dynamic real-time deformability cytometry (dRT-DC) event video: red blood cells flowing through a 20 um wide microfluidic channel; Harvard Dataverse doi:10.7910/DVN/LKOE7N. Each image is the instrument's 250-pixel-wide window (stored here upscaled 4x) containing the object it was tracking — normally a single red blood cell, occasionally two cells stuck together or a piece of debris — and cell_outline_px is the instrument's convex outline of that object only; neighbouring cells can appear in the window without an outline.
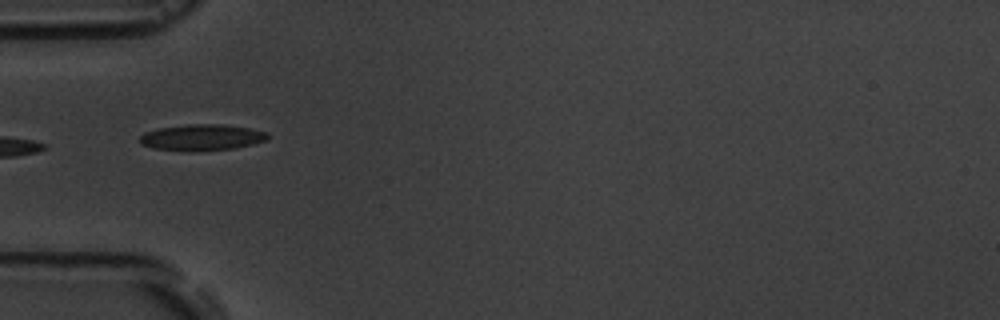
{"species": "common noctule bat (a hibernating species)", "species_latin": "Nyctalus noctula", "temperature_condition": "room temperature", "stored_images_in_passage": 8, "camera_frame_rate_fps": 3000, "um_per_image_px": 0.085, "animal": {"sex": "male", "body_mass_g": 19.5, "forearm_length_mm": 54.6}, "frame": {"image": 1, "passage_image": 5, "time_ms": 5.667, "image_size_px": [1000, 320], "cell_outline_px": [[268, 140], [236, 148], [188, 152], [152, 148], [140, 144], [140, 136], [144, 132], [156, 128], [188, 124], [220, 124], [248, 128], [268, 132]], "centroid_in_image_um": [17.12, 11.69], "position_along_channel_um": 67.9, "area_um2": 19.77}}
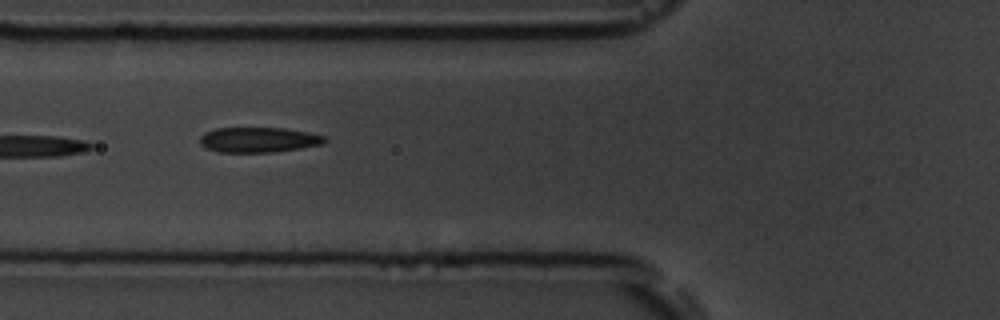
{"frame": {"image": 2, "passage_image": 6, "time_ms": 6.667, "image_size_px": [1000, 320], "cell_outline_px": [[328, 140], [320, 144], [300, 148], [276, 152], [220, 152], [208, 148], [200, 144], [200, 136], [204, 132], [216, 128], [284, 128], [308, 132], [324, 136]], "centroid_in_image_um": [21.96, 11.88], "position_along_channel_um": 103.8, "area_um2": 18.21}}
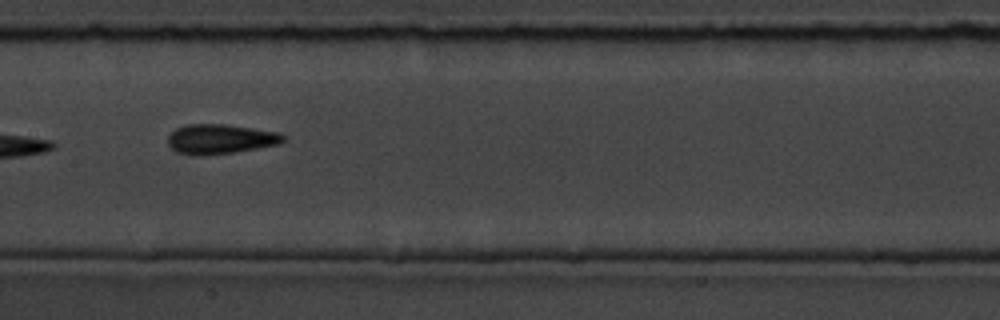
{"frame": {"image": 3, "passage_image": 8, "time_ms": 9.0, "image_size_px": [1000, 320], "cell_outline_px": [[284, 140], [280, 144], [232, 152], [200, 156], [196, 156], [176, 152], [168, 144], [168, 136], [176, 128], [188, 124], [224, 124], [280, 132], [284, 136]], "centroid_in_image_um": [18.71, 11.82], "position_along_channel_um": 188.7, "area_um2": 19.88}}